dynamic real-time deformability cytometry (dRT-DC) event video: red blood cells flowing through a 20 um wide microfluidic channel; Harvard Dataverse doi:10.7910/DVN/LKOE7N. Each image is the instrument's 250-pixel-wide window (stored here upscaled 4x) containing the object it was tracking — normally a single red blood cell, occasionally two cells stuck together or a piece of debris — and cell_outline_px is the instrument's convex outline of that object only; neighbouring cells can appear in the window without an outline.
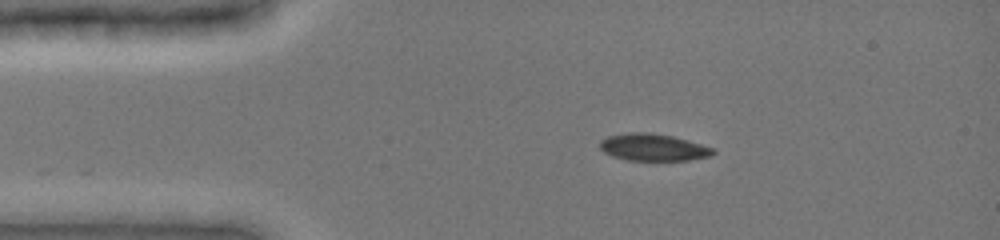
{"species": "common noctule bat (a hibernating species)", "species_latin": "Nyctalus noctula", "temperature_condition": "cold", "stored_images_in_passage": 40, "camera_frame_rate_fps": 3000, "um_per_image_px": 0.085, "animal": {"sex": "female", "body_mass_g": 19.0, "forearm_length_mm": 51.5}, "frame": {"image": 1, "passage_image": 1, "time_ms": 0.0, "image_size_px": [1000, 240], "cell_outline_px": [[716, 152], [712, 156], [688, 160], [628, 160], [612, 156], [604, 152], [600, 148], [600, 140], [608, 136], [628, 132], [648, 132], [672, 136], [688, 140], [712, 148]], "centroid_in_image_um": [55.51, 12.52], "position_along_channel_um": 29.5, "area_um2": 17.8}}
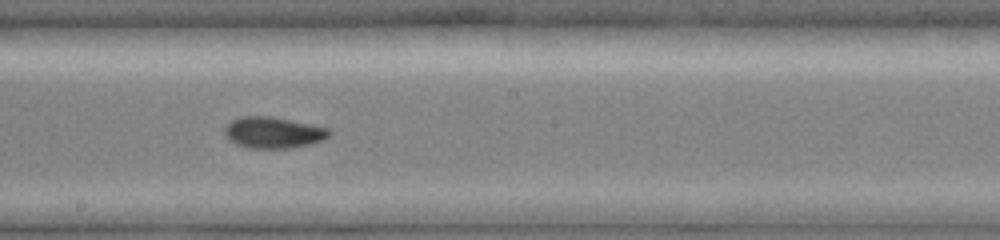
{"frame": {"image": 2, "passage_image": 19, "time_ms": 6.0, "image_size_px": [1000, 240], "cell_outline_px": [[332, 132], [324, 140], [292, 148], [252, 148], [236, 144], [228, 140], [224, 132], [224, 128], [232, 120], [240, 116], [272, 116], [332, 128]], "centroid_in_image_um": [23.25, 11.26], "position_along_channel_um": 224.9, "area_um2": 19.25}}
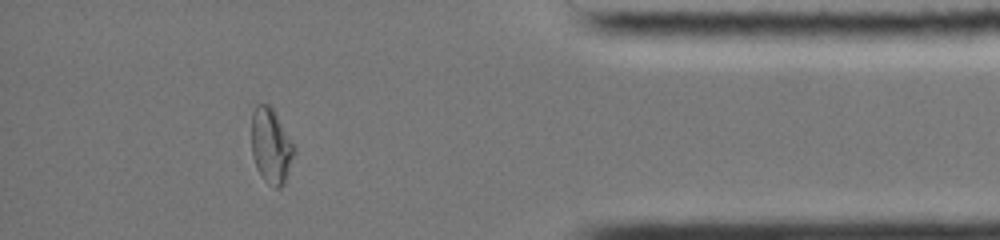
{"frame": {"image": 3, "passage_image": 35, "time_ms": 11.333, "image_size_px": [1000, 240], "cell_outline_px": [[296, 152], [284, 184], [280, 188], [276, 188], [264, 180], [256, 168], [252, 156], [252, 112], [256, 104], [268, 104], [272, 108], [296, 148]], "centroid_in_image_um": [23.04, 12.42], "position_along_channel_um": 412.2, "area_um2": 18.67}, "authors_computed_cell_mechanics": {"area_um2": 18.785, "velocity_mm_per_s": 3.9487, "shape_relaxation_time_tau1_ms": 8.1288, "shape_relaxation_time_tau2_ms": 3.5734, "deformation_change_tau1": 0.1839, "deformation_change_tau2": 0.0492}}